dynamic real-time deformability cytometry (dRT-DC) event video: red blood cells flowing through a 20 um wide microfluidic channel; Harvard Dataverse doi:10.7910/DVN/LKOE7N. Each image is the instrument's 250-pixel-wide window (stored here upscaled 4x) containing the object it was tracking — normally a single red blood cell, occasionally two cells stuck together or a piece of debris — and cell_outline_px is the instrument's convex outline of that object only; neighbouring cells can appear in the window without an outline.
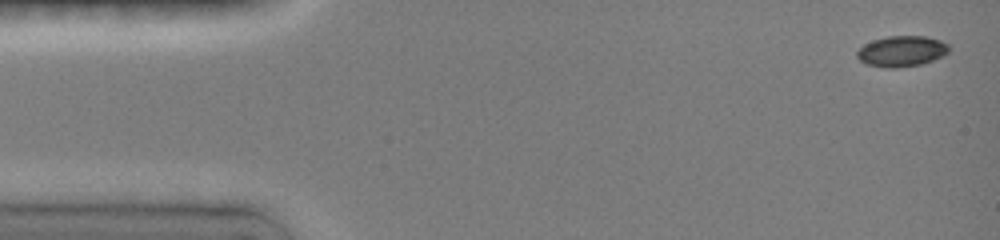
{"species": "common noctule bat (a hibernating species)", "species_latin": "Nyctalus noctula", "temperature_condition": "room temperature", "stored_images_in_passage": 5, "camera_frame_rate_fps": 3000, "um_per_image_px": 0.085, "animal": {"sex": "female", "body_mass_g": 19.0, "forearm_length_mm": 51.5}, "frame": {"image": 1, "passage_image": 1, "time_ms": 0.0, "image_size_px": [1000, 240], "cell_outline_px": [[948, 52], [932, 60], [920, 64], [896, 68], [888, 68], [864, 64], [856, 56], [856, 52], [864, 44], [872, 40], [888, 36], [924, 36], [940, 40], [948, 44]], "centroid_in_image_um": [76.59, 4.35], "position_along_channel_um": 8.4, "area_um2": 16.36}}
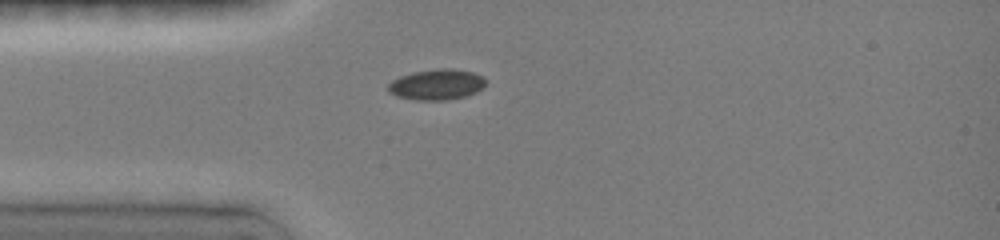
{"frame": {"image": 2, "passage_image": 5, "time_ms": 3.667, "image_size_px": [1000, 240], "cell_outline_px": [[484, 84], [476, 92], [464, 96], [448, 100], [416, 100], [396, 96], [388, 92], [388, 84], [392, 80], [400, 76], [412, 72], [472, 72], [480, 76], [484, 80]], "centroid_in_image_um": [37.01, 7.26], "position_along_channel_um": 48.0, "area_um2": 16.24}}